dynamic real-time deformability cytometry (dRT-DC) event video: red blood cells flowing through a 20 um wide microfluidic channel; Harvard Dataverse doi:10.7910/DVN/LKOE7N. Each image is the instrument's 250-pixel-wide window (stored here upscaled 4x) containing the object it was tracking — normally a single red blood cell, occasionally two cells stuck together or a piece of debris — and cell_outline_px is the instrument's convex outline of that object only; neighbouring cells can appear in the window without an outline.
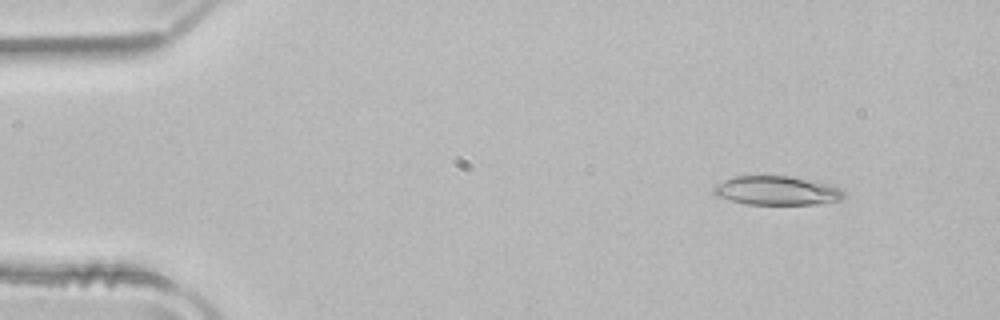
{"species": "common noctule bat (a hibernating species)", "species_latin": "Nyctalus noctula", "temperature_condition": "room temperature", "stored_images_in_passage": 51, "camera_frame_rate_fps": 3000, "um_per_image_px": 0.085, "animal": {"sex": "male", "body_mass_g": 21.5, "forearm_length_mm": 52.0}, "frame": {"image": 1, "passage_image": 6, "time_ms": 1.667, "image_size_px": [1000, 320], "cell_outline_px": [[848, 196], [840, 200], [816, 204], [744, 204], [728, 200], [716, 196], [712, 192], [712, 188], [716, 184], [732, 176], [788, 176], [816, 180], [840, 188]], "centroid_in_image_um": [66.02, 16.2], "position_along_channel_um": 19.0, "area_um2": 22.31}}
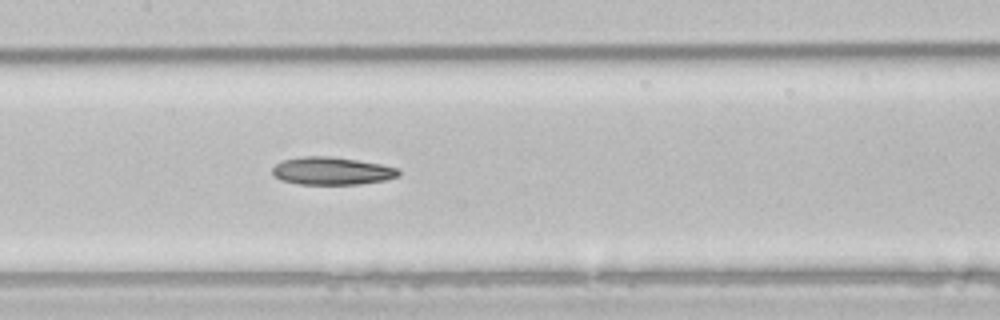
{"frame": {"image": 2, "passage_image": 25, "time_ms": 8.0, "image_size_px": [1000, 320], "cell_outline_px": [[400, 176], [384, 180], [360, 184], [296, 184], [280, 180], [272, 172], [272, 168], [276, 164], [284, 160], [304, 156], [328, 156], [356, 160], [380, 164], [396, 168], [400, 172]], "centroid_in_image_um": [28.19, 14.54], "position_along_channel_um": 179.2, "area_um2": 20.23}}
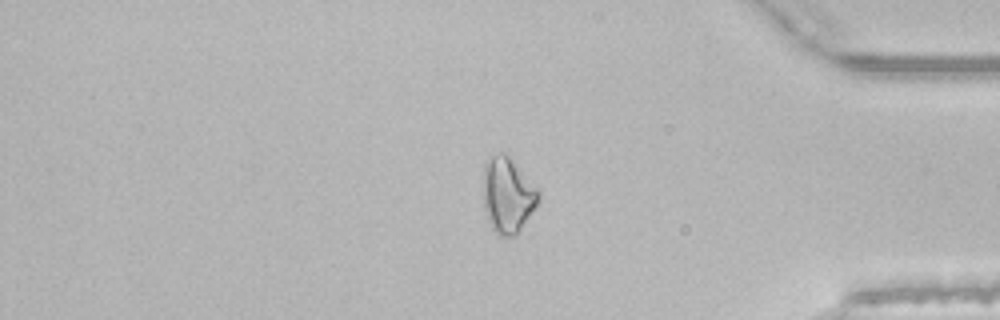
{"frame": {"image": 3, "passage_image": 43, "time_ms": 14.0, "image_size_px": [1000, 320], "cell_outline_px": [[540, 196], [536, 204], [520, 228], [512, 236], [500, 236], [492, 228], [488, 220], [484, 208], [484, 164], [488, 156], [500, 152], [504, 152], [508, 156], [540, 192]], "centroid_in_image_um": [43.11, 16.55], "position_along_channel_um": 392.1, "area_um2": 23.64}, "authors_computed_cell_mechanics": {"area_um2": 22.3108, "velocity_mm_per_s": 3.9659, "shape_relaxation_time_tau1_ms": 7.0004, "shape_relaxation_time_tau2_ms": 8.184, "deformation_change_tau1": 0.1574, "deformation_change_tau2": 0.2033}}